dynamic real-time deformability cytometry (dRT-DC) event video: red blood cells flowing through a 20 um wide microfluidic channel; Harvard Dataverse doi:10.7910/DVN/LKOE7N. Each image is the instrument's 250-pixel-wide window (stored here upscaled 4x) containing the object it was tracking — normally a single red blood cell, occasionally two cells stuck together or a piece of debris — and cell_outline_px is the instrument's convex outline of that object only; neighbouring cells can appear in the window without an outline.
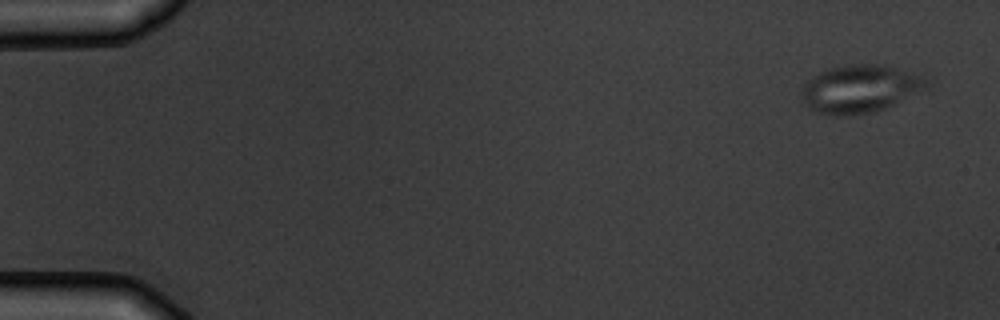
{"species": "common noctule bat (a hibernating species)", "species_latin": "Nyctalus noctula", "temperature_condition": "warm", "stored_images_in_passage": 5, "camera_frame_rate_fps": 3000, "um_per_image_px": 0.085, "animal": {"sex": "male", "body_mass_g": 19.5, "forearm_length_mm": 54.6}, "frame": {"image": 1, "passage_image": 1, "time_ms": 0.0, "image_size_px": [1000, 320], "cell_outline_px": [[932, 76], [928, 84], [892, 104], [876, 112], [848, 116], [836, 116], [820, 112], [804, 104], [800, 96], [804, 84], [808, 80], [820, 72], [828, 68], [844, 64], [888, 64]], "centroid_in_image_um": [73.12, 7.51], "position_along_channel_um": 11.9, "area_um2": 35.08}}